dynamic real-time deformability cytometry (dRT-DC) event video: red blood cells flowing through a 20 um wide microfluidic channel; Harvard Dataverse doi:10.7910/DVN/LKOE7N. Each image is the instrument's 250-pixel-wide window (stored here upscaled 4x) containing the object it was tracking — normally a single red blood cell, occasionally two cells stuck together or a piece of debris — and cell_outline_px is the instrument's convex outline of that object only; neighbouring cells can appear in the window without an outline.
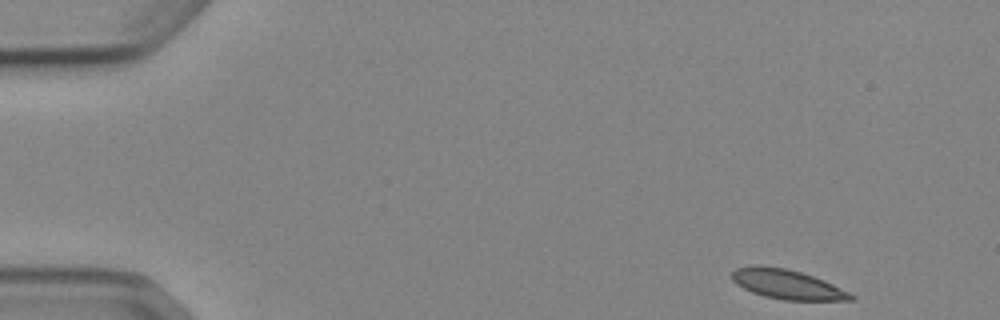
{"species": "Egyptian fruit bat (a non-hibernating species)", "species_latin": "Rousettus aegyptiacus", "temperature_condition": "cold", "stored_images_in_passage": 49, "camera_frame_rate_fps": 3000, "um_per_image_px": 0.085, "animal": {"sex": "female"}, "frame": {"image": 1, "passage_image": 1, "time_ms": 0.0, "image_size_px": [1000, 320], "cell_outline_px": [[856, 300], [784, 300], [764, 296], [752, 292], [736, 284], [732, 280], [732, 272], [736, 268], [756, 264], [784, 268], [800, 272], [824, 280], [856, 296]], "centroid_in_image_um": [66.89, 24.16], "position_along_channel_um": 18.1, "area_um2": 20.35}}
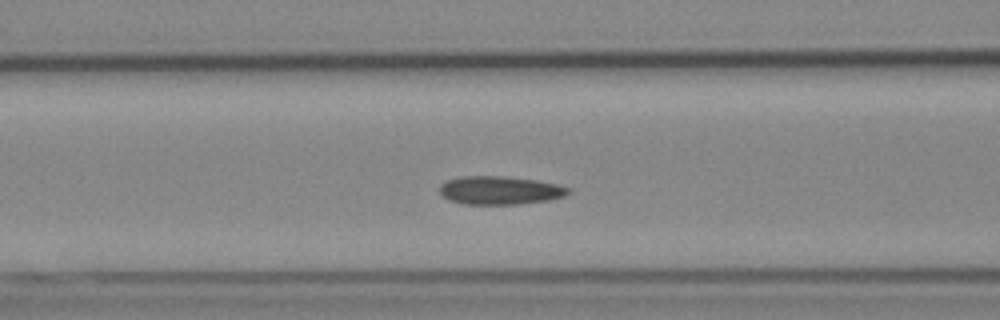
{"frame": {"image": 2, "passage_image": 18, "time_ms": 5.667, "image_size_px": [1000, 320], "cell_outline_px": [[572, 188], [564, 196], [548, 200], [520, 204], [464, 204], [448, 200], [440, 192], [440, 184], [448, 180], [460, 176], [504, 176], [536, 180], [556, 184]], "centroid_in_image_um": [42.48, 16.17], "position_along_channel_um": 124.1, "area_um2": 21.21}}
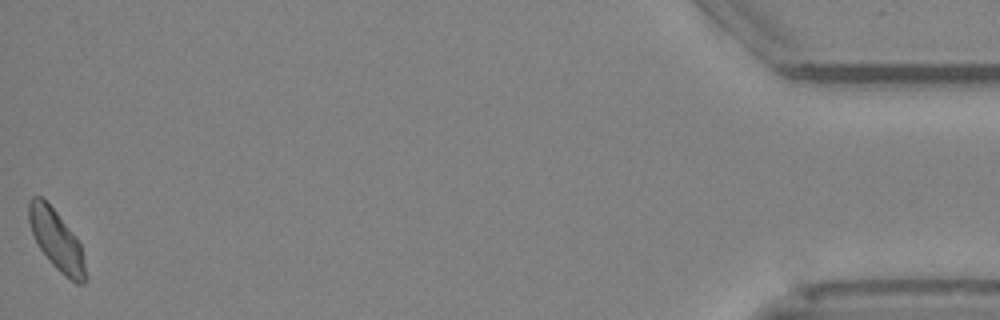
{"frame": {"image": 3, "passage_image": 49, "time_ms": 16.0, "image_size_px": [1000, 320], "cell_outline_px": [[84, 284], [76, 284], [64, 276], [52, 264], [40, 248], [32, 232], [28, 220], [28, 200], [32, 196], [40, 196], [56, 212], [80, 244], [84, 264]], "centroid_in_image_um": [4.76, 20.4], "position_along_channel_um": 430.4, "area_um2": 19.19}, "authors_computed_cell_mechanics": {"area_um2": 20.6346, "velocity_mm_per_s": 3.8413, "shape_relaxation_time_tau1_ms": 9.649, "shape_relaxation_time_tau2_ms": 5.2779, "deformation_change_tau1": 0.1473, "deformation_change_tau2": 0.0837}}